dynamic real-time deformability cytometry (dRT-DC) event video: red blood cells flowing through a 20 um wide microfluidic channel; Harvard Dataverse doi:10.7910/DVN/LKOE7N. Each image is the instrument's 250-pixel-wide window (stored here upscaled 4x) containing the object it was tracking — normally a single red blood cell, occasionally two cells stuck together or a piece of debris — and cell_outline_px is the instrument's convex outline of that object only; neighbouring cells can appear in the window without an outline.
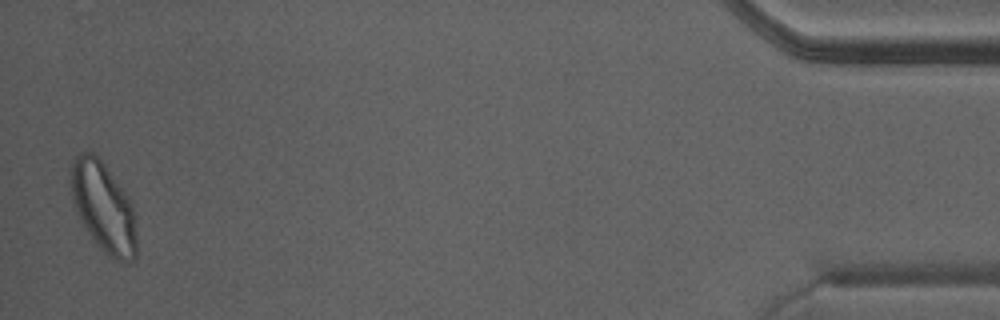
{"species": "Egyptian fruit bat (a non-hibernating species)", "species_latin": "Rousettus aegyptiacus", "temperature_condition": "warm", "stored_images_in_passage": 38, "camera_frame_rate_fps": 3000, "um_per_image_px": 0.085, "animal": {"sex": "male"}, "frame": {"image": 1, "passage_image": 38, "time_ms": 12.333, "image_size_px": [1000, 320], "cell_outline_px": [[136, 256], [128, 264], [124, 264], [100, 248], [88, 232], [80, 220], [76, 212], [72, 200], [72, 164], [76, 156], [80, 152], [92, 152], [100, 160], [132, 204], [136, 232]], "centroid_in_image_um": [8.8, 17.66], "position_along_channel_um": 426.4, "area_um2": 33.47}}